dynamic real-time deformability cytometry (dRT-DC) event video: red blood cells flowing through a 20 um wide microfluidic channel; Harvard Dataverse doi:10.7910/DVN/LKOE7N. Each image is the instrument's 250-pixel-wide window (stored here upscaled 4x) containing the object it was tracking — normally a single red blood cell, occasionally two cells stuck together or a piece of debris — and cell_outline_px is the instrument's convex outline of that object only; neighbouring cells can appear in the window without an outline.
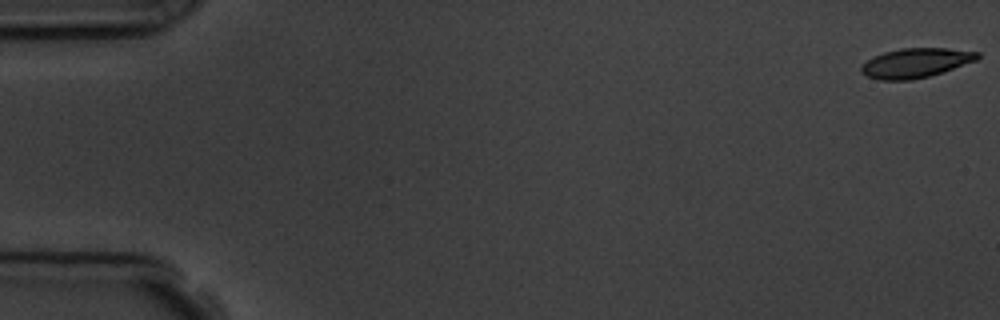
{"species": "common noctule bat (a hibernating species)", "species_latin": "Nyctalus noctula", "temperature_condition": "room temperature", "stored_images_in_passage": 5, "camera_frame_rate_fps": 3000, "um_per_image_px": 0.085, "animal": {"sex": "male", "body_mass_g": 19.5, "forearm_length_mm": 54.6}, "frame": {"image": 1, "passage_image": 1, "time_ms": 0.0, "image_size_px": [1000, 320], "cell_outline_px": [[980, 56], [976, 60], [944, 72], [912, 80], [876, 80], [860, 72], [860, 68], [872, 56], [884, 52], [900, 48], [948, 48], [980, 52]], "centroid_in_image_um": [77.83, 5.35], "position_along_channel_um": 7.2, "area_um2": 20.06}}
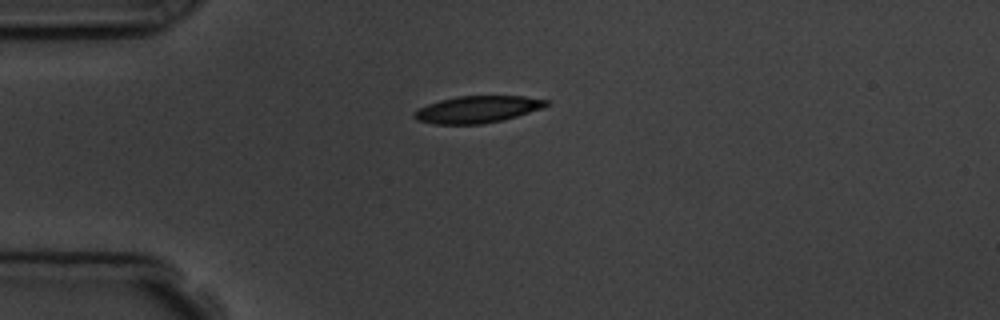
{"frame": {"image": 2, "passage_image": 4, "time_ms": 4.333, "image_size_px": [1000, 320], "cell_outline_px": [[548, 104], [540, 108], [504, 120], [480, 124], [432, 124], [416, 120], [412, 116], [412, 112], [428, 104], [440, 100], [460, 96], [524, 96], [548, 100]], "centroid_in_image_um": [40.52, 9.3], "position_along_channel_um": 44.5, "area_um2": 20.58}}